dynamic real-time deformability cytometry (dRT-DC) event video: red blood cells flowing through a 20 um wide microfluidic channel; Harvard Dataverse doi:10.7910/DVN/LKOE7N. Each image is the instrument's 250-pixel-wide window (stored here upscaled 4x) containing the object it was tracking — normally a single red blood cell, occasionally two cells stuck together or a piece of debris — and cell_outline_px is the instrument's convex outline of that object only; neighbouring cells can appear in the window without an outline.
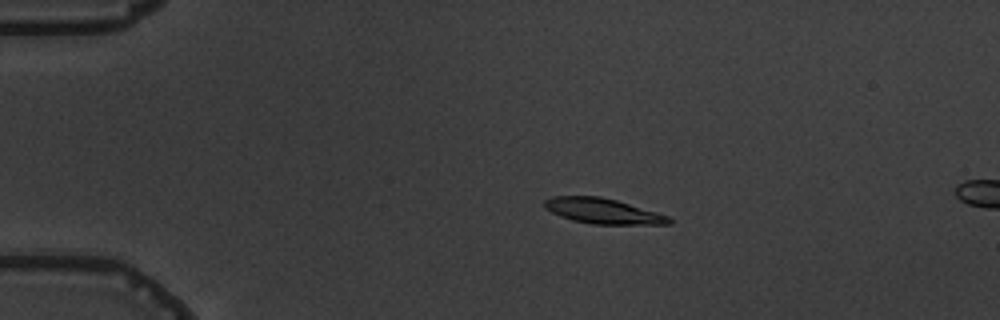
{"species": "common noctule bat (a hibernating species)", "species_latin": "Nyctalus noctula", "temperature_condition": "warm", "stored_images_in_passage": 3, "camera_frame_rate_fps": 3000, "um_per_image_px": 0.085, "animal": {"sex": "male", "body_mass_g": 19.5, "forearm_length_mm": 54.6}, "frame": {"image": 1, "passage_image": 2, "time_ms": 2.0, "image_size_px": [1000, 320], "cell_outline_px": [[672, 224], [592, 224], [572, 220], [560, 216], [544, 208], [544, 200], [552, 196], [600, 196], [616, 200], [656, 212], [668, 216], [672, 220]], "centroid_in_image_um": [51.21, 17.93], "position_along_channel_um": 33.8, "area_um2": 18.26}}